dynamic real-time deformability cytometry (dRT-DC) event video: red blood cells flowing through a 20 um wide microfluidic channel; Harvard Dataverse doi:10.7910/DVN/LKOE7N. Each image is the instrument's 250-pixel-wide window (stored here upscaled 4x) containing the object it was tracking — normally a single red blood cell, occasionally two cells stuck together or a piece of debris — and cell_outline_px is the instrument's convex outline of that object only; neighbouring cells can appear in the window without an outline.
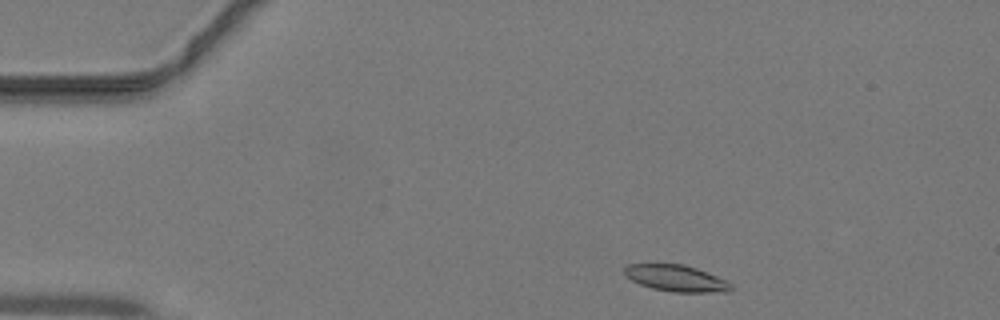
{"species": "common noctule bat (a hibernating species)", "species_latin": "Nyctalus noctula", "temperature_condition": "warm", "stored_images_in_passage": 38, "camera_frame_rate_fps": 3000, "um_per_image_px": 0.085, "animal": {"sex": "male", "body_mass_g": 19.2, "forearm_length_mm": 51.8}, "frame": {"image": 1, "passage_image": 1, "time_ms": 0.0, "image_size_px": [1000, 320], "cell_outline_px": [[732, 288], [728, 292], [672, 292], [652, 288], [640, 284], [624, 276], [624, 268], [628, 264], [684, 264], [696, 268], [716, 276], [732, 284]], "centroid_in_image_um": [57.45, 23.65], "position_along_channel_um": 27.6, "area_um2": 16.36}}
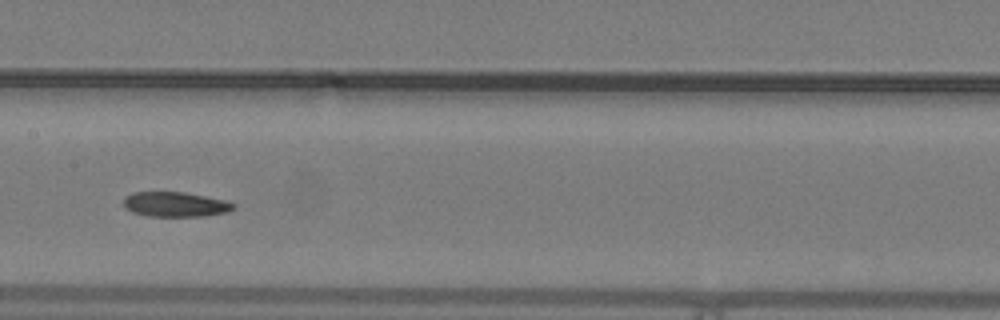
{"frame": {"image": 2, "passage_image": 16, "time_ms": 5.0, "image_size_px": [1000, 320], "cell_outline_px": [[236, 208], [228, 212], [204, 216], [148, 216], [132, 212], [124, 208], [124, 196], [132, 192], [184, 192], [224, 200], [236, 204]], "centroid_in_image_um": [14.89, 17.37], "position_along_channel_um": 192.5, "area_um2": 16.01}}
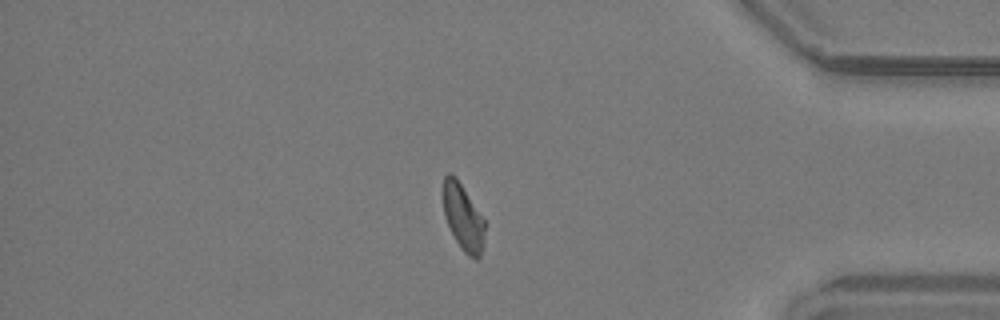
{"frame": {"image": 3, "passage_image": 31, "time_ms": 10.0, "image_size_px": [1000, 320], "cell_outline_px": [[484, 232], [480, 256], [476, 260], [468, 256], [460, 248], [444, 216], [444, 176], [448, 172], [452, 172], [456, 176], [484, 220]], "centroid_in_image_um": [39.35, 18.46], "position_along_channel_um": 395.9, "area_um2": 15.72}}